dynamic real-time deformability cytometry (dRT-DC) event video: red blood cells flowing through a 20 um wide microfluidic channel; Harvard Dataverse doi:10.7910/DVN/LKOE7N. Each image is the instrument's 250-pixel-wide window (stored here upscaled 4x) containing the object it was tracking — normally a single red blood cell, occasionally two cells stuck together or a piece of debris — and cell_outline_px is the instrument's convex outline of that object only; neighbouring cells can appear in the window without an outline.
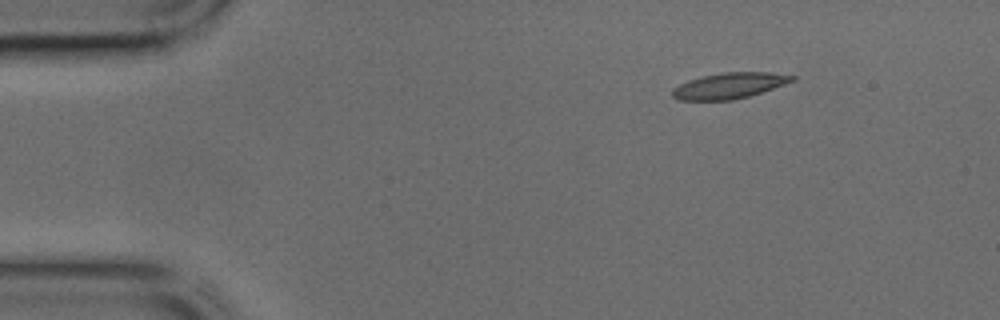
{"species": "common noctule bat (a hibernating species)", "species_latin": "Nyctalus noctula", "temperature_condition": "cold", "stored_images_in_passage": 39, "camera_frame_rate_fps": 3000, "um_per_image_px": 0.085, "animal": {"sex": "male", "body_mass_g": 17.9, "forearm_length_mm": 54.2}, "frame": {"image": 1, "passage_image": 1, "time_ms": 0.0, "image_size_px": [1000, 320], "cell_outline_px": [[796, 80], [748, 96], [732, 100], [680, 100], [672, 96], [672, 88], [688, 80], [704, 76], [724, 72], [768, 72], [796, 76]], "centroid_in_image_um": [61.97, 7.28], "position_along_channel_um": 23.0, "area_um2": 17.8}}
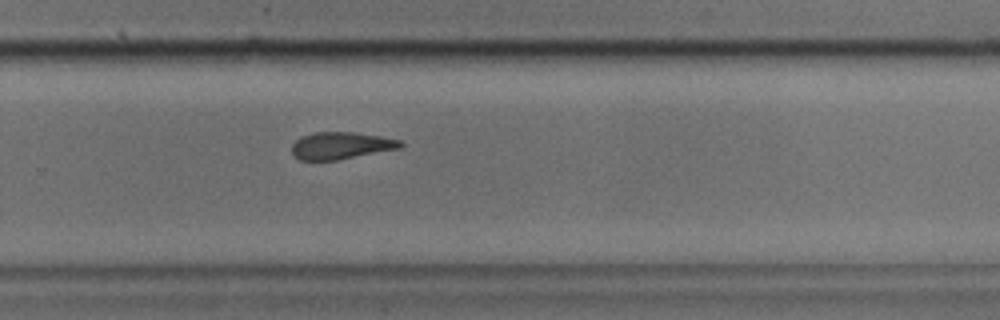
{"frame": {"image": 2, "passage_image": 24, "time_ms": 7.667, "image_size_px": [1000, 320], "cell_outline_px": [[404, 144], [400, 148], [336, 160], [300, 160], [292, 156], [292, 144], [300, 136], [316, 132], [352, 132], [380, 136], [400, 140]], "centroid_in_image_um": [28.94, 12.37], "position_along_channel_um": 300.9, "area_um2": 17.11}}
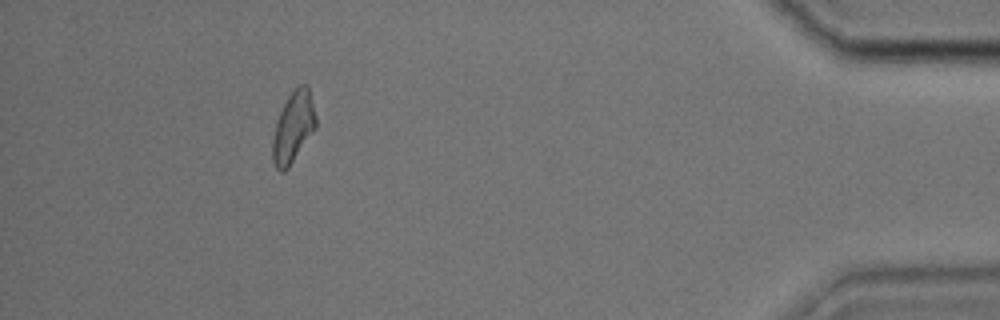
{"frame": {"image": 3, "passage_image": 35, "time_ms": 11.333, "image_size_px": [1000, 320], "cell_outline_px": [[316, 128], [288, 168], [284, 172], [280, 172], [276, 168], [272, 160], [272, 140], [276, 120], [288, 96], [300, 84], [308, 84], [316, 116]], "centroid_in_image_um": [24.92, 10.82], "position_along_channel_um": 410.3, "area_um2": 17.92}}